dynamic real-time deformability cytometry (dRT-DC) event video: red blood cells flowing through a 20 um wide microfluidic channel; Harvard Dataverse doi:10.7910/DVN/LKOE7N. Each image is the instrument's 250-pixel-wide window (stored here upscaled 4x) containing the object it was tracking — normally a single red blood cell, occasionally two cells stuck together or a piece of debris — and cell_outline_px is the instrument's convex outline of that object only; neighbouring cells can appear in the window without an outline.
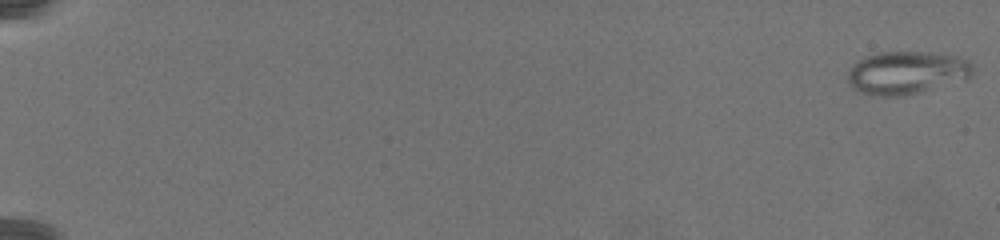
{"species": "common noctule bat (a hibernating species)", "species_latin": "Nyctalus noctula", "temperature_condition": "warm", "stored_images_in_passage": 27, "camera_frame_rate_fps": 3000, "um_per_image_px": 0.085, "animal": {"sex": "female", "body_mass_g": 19.5, "forearm_length_mm": 54.1}, "frame": {"image": 1, "passage_image": 1, "time_ms": 0.0, "image_size_px": [1000, 240], "cell_outline_px": [[976, 68], [972, 76], [968, 80], [904, 96], [872, 96], [860, 92], [852, 88], [848, 84], [848, 72], [852, 64], [868, 56], [880, 52], [928, 52], [956, 56], [968, 60]], "centroid_in_image_um": [77.11, 6.2], "position_along_channel_um": 7.9, "area_um2": 31.79}}